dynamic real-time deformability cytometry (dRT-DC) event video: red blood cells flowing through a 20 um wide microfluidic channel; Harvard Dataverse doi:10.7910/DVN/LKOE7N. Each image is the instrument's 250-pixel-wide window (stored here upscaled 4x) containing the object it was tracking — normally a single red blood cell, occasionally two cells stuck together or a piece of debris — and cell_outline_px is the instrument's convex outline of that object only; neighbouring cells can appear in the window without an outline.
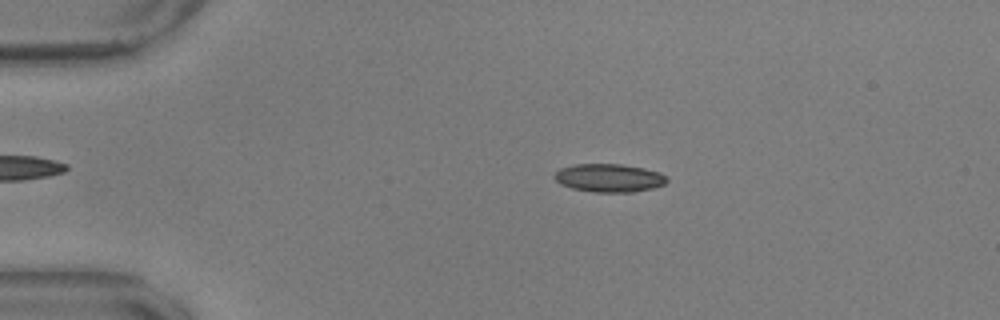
{"species": "common noctule bat (a hibernating species)", "species_latin": "Nyctalus noctula", "temperature_condition": "warm", "stored_images_in_passage": 55, "camera_frame_rate_fps": 3000, "um_per_image_px": 0.085, "animal": {"sex": "male", "body_mass_g": 17.9, "forearm_length_mm": 54.2}, "frame": {"image": 1, "passage_image": 11, "time_ms": 3.333, "image_size_px": [1000, 320], "cell_outline_px": [[668, 180], [664, 184], [652, 188], [632, 192], [592, 192], [572, 188], [560, 184], [552, 176], [560, 168], [572, 164], [620, 164], [644, 168], [660, 172]], "centroid_in_image_um": [51.74, 15.12], "position_along_channel_um": 33.3, "area_um2": 18.5}}
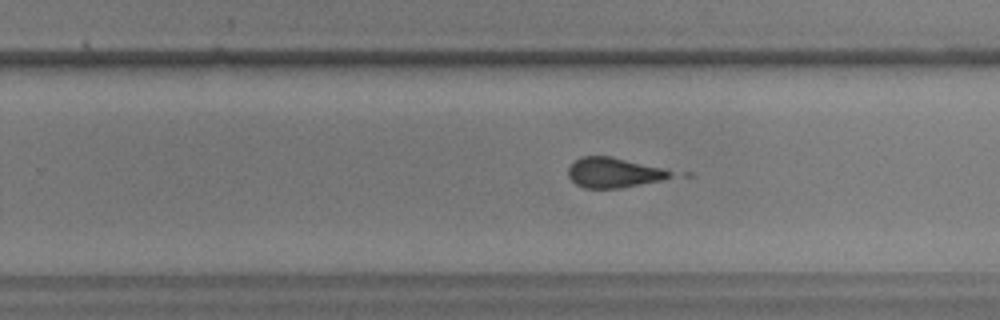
{"frame": {"image": 2, "passage_image": 35, "time_ms": 11.333, "image_size_px": [1000, 320], "cell_outline_px": [[672, 176], [660, 180], [620, 188], [584, 188], [576, 184], [568, 176], [568, 168], [580, 156], [608, 156], [664, 168], [672, 172]], "centroid_in_image_um": [52.13, 14.67], "position_along_channel_um": 277.7, "area_um2": 17.69}}
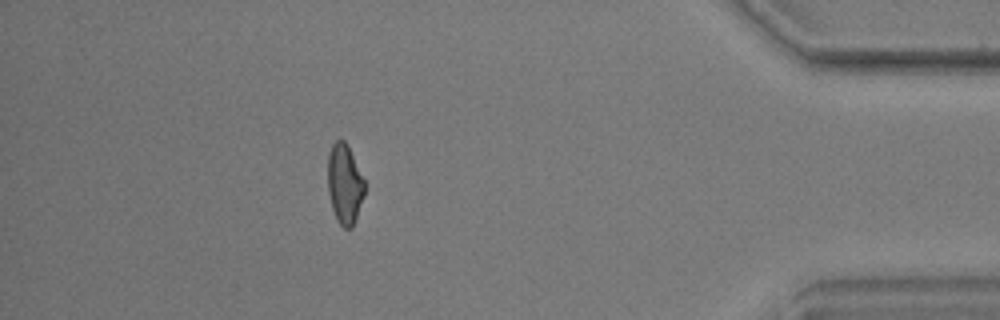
{"frame": {"image": 3, "passage_image": 49, "time_ms": 16.0, "image_size_px": [1000, 320], "cell_outline_px": [[364, 196], [352, 228], [344, 228], [336, 220], [332, 208], [328, 192], [328, 152], [332, 144], [336, 140], [344, 140], [348, 144], [364, 180]], "centroid_in_image_um": [29.28, 15.63], "position_along_channel_um": 405.9, "area_um2": 17.17}}